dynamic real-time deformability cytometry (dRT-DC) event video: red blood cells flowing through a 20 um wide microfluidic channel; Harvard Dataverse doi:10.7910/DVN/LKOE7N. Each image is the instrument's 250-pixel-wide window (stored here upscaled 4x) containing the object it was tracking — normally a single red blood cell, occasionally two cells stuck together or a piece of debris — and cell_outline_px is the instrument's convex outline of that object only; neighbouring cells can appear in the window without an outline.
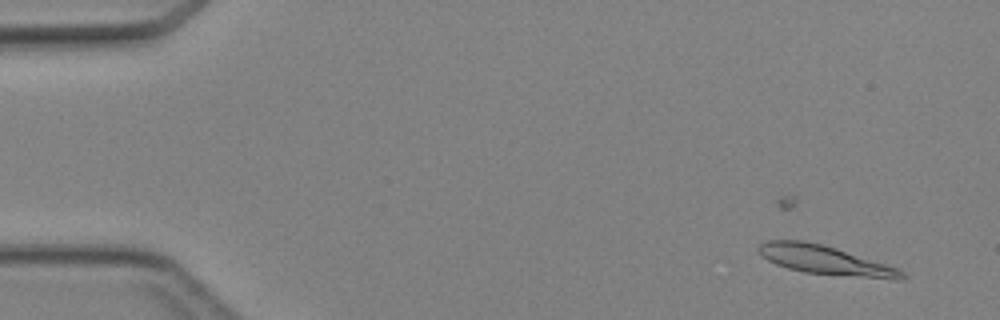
{"species": "Egyptian fruit bat (a non-hibernating species)", "species_latin": "Rousettus aegyptiacus", "temperature_condition": "cold", "stored_images_in_passage": 30, "camera_frame_rate_fps": 3000, "um_per_image_px": 0.085, "animal": {"sex": "female"}, "frame": {"image": 1, "passage_image": 2, "time_ms": 0.333, "image_size_px": [1000, 320], "cell_outline_px": [[908, 276], [900, 280], [896, 280], [804, 272], [788, 268], [776, 264], [760, 256], [756, 248], [760, 244], [768, 240], [804, 240], [836, 248], [896, 268], [904, 272]], "centroid_in_image_um": [70.1, 22.11], "position_along_channel_um": 14.9, "area_um2": 23.93}}
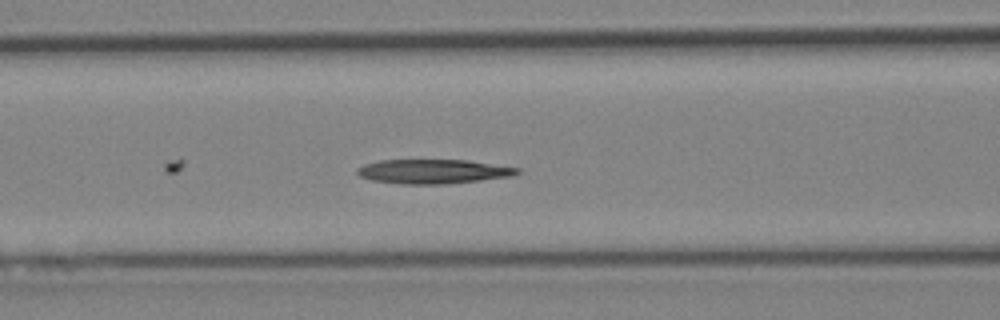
{"frame": {"image": 2, "passage_image": 18, "time_ms": 5.667, "image_size_px": [1000, 320], "cell_outline_px": [[520, 172], [512, 176], [480, 180], [444, 184], [400, 184], [372, 180], [360, 176], [356, 172], [356, 168], [364, 164], [380, 160], [468, 160], [520, 168]], "centroid_in_image_um": [36.8, 14.57], "position_along_channel_um": 129.8, "area_um2": 22.66}}
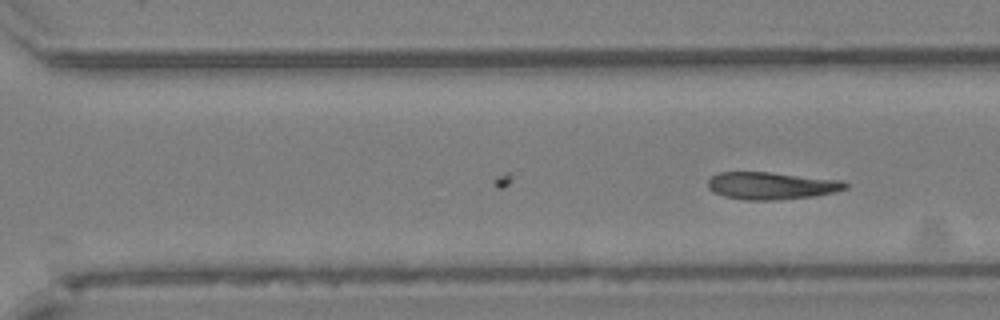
{"frame": {"image": 3, "passage_image": 30, "time_ms": 9.667, "image_size_px": [1000, 320], "cell_outline_px": [[848, 188], [836, 192], [812, 196], [772, 200], [744, 200], [724, 196], [708, 188], [708, 180], [712, 176], [720, 172], [772, 172], [844, 180], [848, 184]], "centroid_in_image_um": [65.62, 15.77], "position_along_channel_um": 305.0, "area_um2": 21.96}}